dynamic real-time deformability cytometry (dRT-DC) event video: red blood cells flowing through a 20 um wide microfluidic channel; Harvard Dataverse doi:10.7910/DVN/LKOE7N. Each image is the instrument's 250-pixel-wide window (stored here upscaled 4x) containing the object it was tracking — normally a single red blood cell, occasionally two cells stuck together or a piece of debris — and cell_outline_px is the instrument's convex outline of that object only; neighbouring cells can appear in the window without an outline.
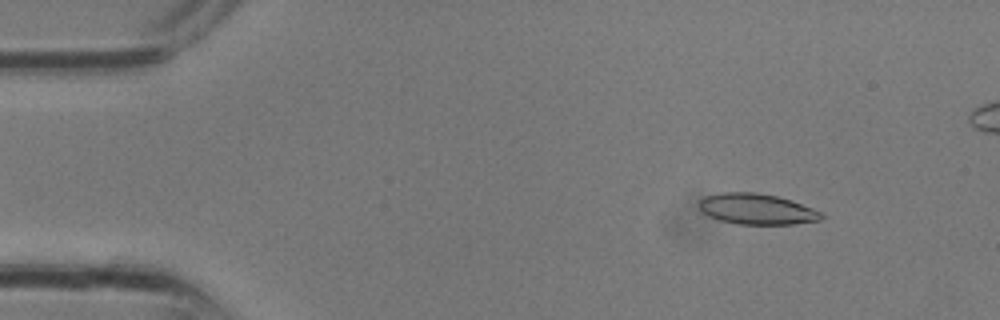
{"species": "common noctule bat (a hibernating species)", "species_latin": "Nyctalus noctula", "temperature_condition": "room temperature", "stored_images_in_passage": 32, "camera_frame_rate_fps": 3000, "um_per_image_px": 0.085, "animal": {"sex": "male", "body_mass_g": 13.3}, "frame": {"image": 1, "passage_image": 4, "time_ms": 1.0, "image_size_px": [1000, 320], "cell_outline_px": [[824, 216], [820, 220], [796, 224], [736, 224], [720, 220], [708, 216], [700, 208], [700, 200], [704, 196], [720, 192], [756, 192], [776, 196], [792, 200], [812, 208], [820, 212]], "centroid_in_image_um": [64.33, 17.77], "position_along_channel_um": 20.7, "area_um2": 21.91}}
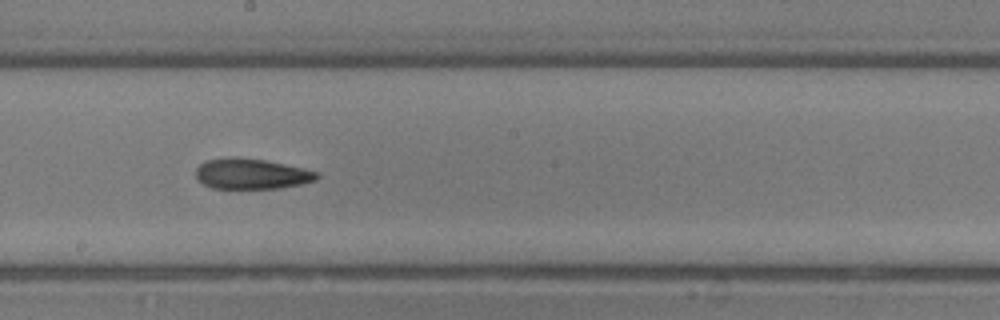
{"frame": {"image": 2, "passage_image": 17, "time_ms": 5.333, "image_size_px": [1000, 320], "cell_outline_px": [[320, 176], [316, 180], [300, 184], [280, 188], [212, 188], [196, 180], [196, 168], [200, 164], [208, 160], [228, 156], [236, 156], [264, 160], [304, 168], [320, 172]], "centroid_in_image_um": [21.37, 14.76], "position_along_channel_um": 226.8, "area_um2": 21.68}}
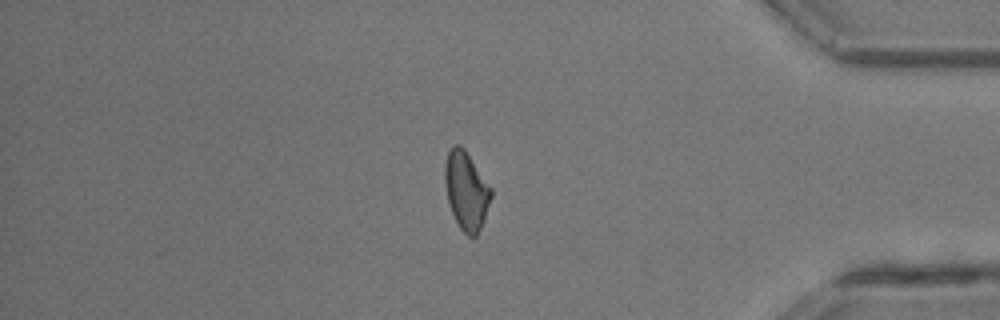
{"frame": {"image": 3, "passage_image": 26, "time_ms": 8.333, "image_size_px": [1000, 320], "cell_outline_px": [[492, 196], [480, 228], [476, 236], [468, 236], [460, 228], [452, 212], [448, 200], [444, 180], [444, 164], [448, 152], [452, 144], [460, 144], [464, 148], [492, 188]], "centroid_in_image_um": [39.62, 16.16], "position_along_channel_um": 395.6, "area_um2": 20.92}}